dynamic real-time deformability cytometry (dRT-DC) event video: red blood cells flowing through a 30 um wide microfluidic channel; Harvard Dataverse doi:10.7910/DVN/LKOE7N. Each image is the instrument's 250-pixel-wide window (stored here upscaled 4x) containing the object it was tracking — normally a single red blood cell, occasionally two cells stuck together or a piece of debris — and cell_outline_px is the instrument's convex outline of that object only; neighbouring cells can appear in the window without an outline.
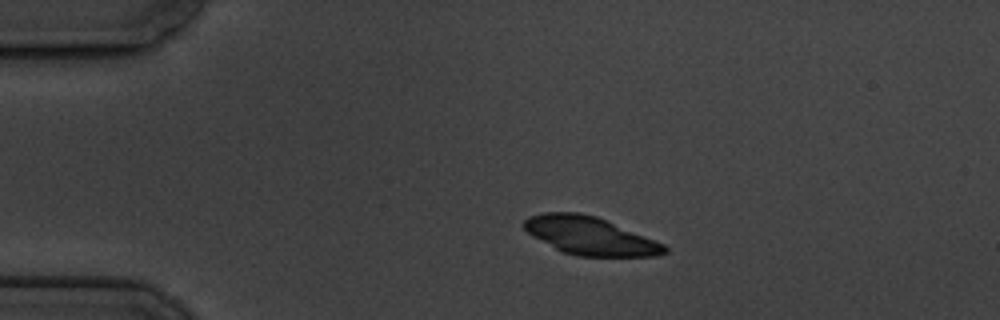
{"species": "common noctule bat (a hibernating species)", "species_latin": "Nyctalus noctula", "temperature_condition": "cold", "stored_images_in_passage": 5, "camera_frame_rate_fps": 3000, "um_per_image_px": 0.085, "animal": {"sex": "male", "body_mass_g": 19.5, "forearm_length_mm": 54.6}, "frame": {"image": 1, "passage_image": 3, "time_ms": 2.333, "image_size_px": [1000, 320], "cell_outline_px": [[668, 252], [656, 256], [576, 256], [564, 252], [532, 236], [524, 228], [524, 220], [528, 216], [544, 212], [580, 212], [596, 216], [664, 244], [668, 248]], "centroid_in_image_um": [50.14, 20.04], "position_along_channel_um": 34.9, "area_um2": 30.81}}